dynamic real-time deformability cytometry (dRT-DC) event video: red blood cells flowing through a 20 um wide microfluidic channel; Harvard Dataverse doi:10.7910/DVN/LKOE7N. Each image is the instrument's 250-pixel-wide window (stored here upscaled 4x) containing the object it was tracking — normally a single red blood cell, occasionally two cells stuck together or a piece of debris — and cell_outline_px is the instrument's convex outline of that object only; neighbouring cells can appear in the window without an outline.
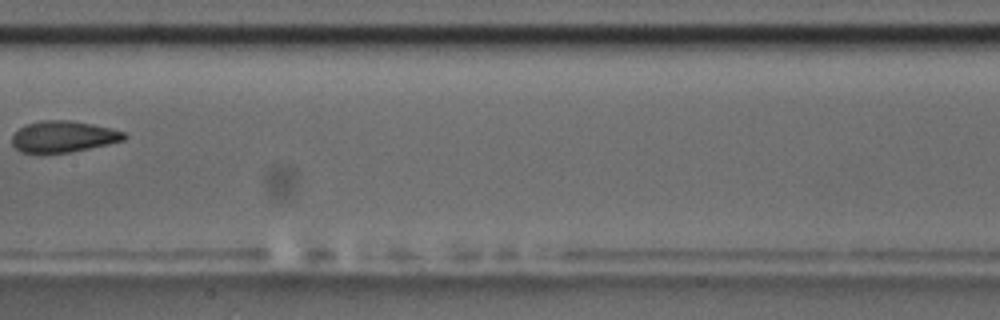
{"species": "common noctule bat (a hibernating species)", "species_latin": "Nyctalus noctula", "temperature_condition": "room temperature", "stored_images_in_passage": 7, "camera_frame_rate_fps": 3000, "um_per_image_px": 0.085, "animal": {"sex": "male", "body_mass_g": 17.5, "forearm_length_mm": 52.3}, "frame": {"image": 1, "passage_image": 6, "time_ms": 5.667, "image_size_px": [1000, 320], "cell_outline_px": [[128, 136], [124, 140], [108, 144], [68, 152], [20, 152], [12, 144], [12, 136], [24, 124], [40, 120], [68, 120], [92, 124], [124, 132]], "centroid_in_image_um": [5.36, 11.59], "position_along_channel_um": 202.0, "area_um2": 20.17}}
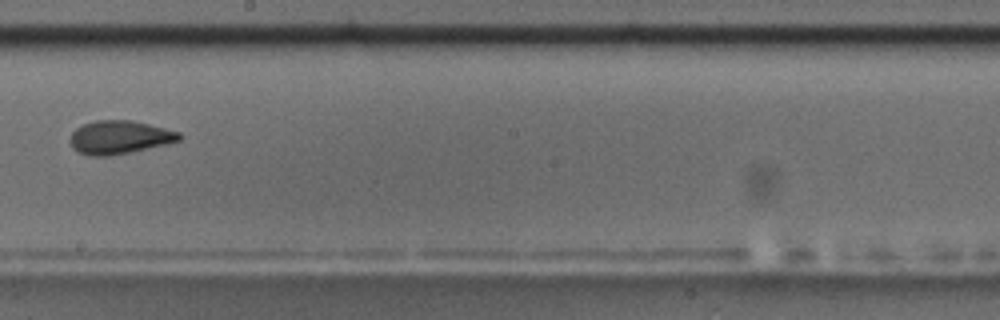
{"frame": {"image": 2, "passage_image": 7, "time_ms": 6.667, "image_size_px": [1000, 320], "cell_outline_px": [[184, 136], [180, 140], [168, 144], [112, 156], [88, 156], [72, 148], [68, 140], [72, 132], [76, 128], [84, 124], [96, 120], [132, 120], [180, 132]], "centroid_in_image_um": [10.15, 11.68], "position_along_channel_um": 238.0, "area_um2": 21.44}}